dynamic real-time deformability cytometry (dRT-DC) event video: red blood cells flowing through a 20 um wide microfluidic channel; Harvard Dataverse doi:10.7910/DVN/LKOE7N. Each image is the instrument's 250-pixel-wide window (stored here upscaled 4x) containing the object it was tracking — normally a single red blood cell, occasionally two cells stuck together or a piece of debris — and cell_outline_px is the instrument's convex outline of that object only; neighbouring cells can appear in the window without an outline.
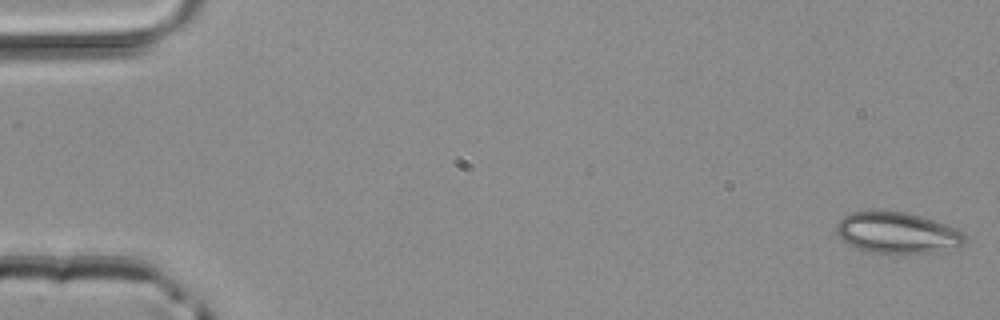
{"species": "common noctule bat (a hibernating species)", "species_latin": "Nyctalus noctula", "temperature_condition": "room temperature", "stored_images_in_passage": 48, "camera_frame_rate_fps": 3000, "um_per_image_px": 0.085, "animal": {"sex": "male", "body_mass_g": 20.4}, "frame": {"image": 1, "passage_image": 1, "time_ms": 0.0, "image_size_px": [1000, 320], "cell_outline_px": [[968, 240], [964, 244], [940, 252], [868, 252], [856, 248], [848, 244], [836, 232], [836, 224], [844, 216], [852, 212], [884, 208], [908, 212], [956, 228], [964, 232], [968, 236]], "centroid_in_image_um": [76.27, 19.75], "position_along_channel_um": 8.7, "area_um2": 31.21}}
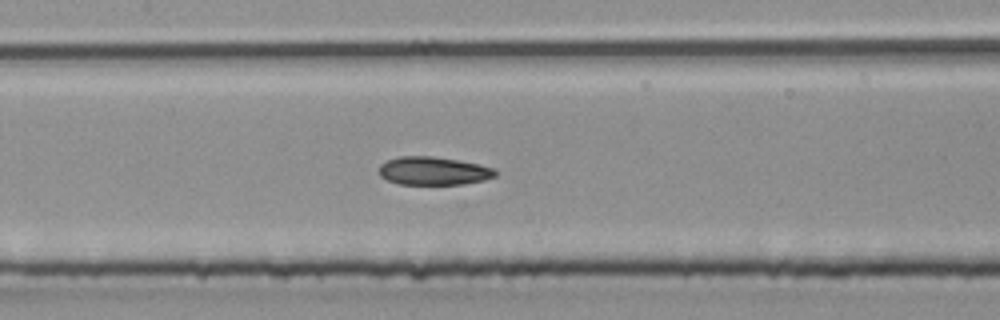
{"frame": {"image": 2, "passage_image": 23, "time_ms": 7.333, "image_size_px": [1000, 320], "cell_outline_px": [[496, 176], [484, 180], [464, 184], [396, 184], [380, 176], [380, 164], [388, 160], [400, 156], [432, 156], [480, 164], [492, 168], [496, 172]], "centroid_in_image_um": [36.84, 14.53], "position_along_channel_um": 170.6, "area_um2": 19.02}}
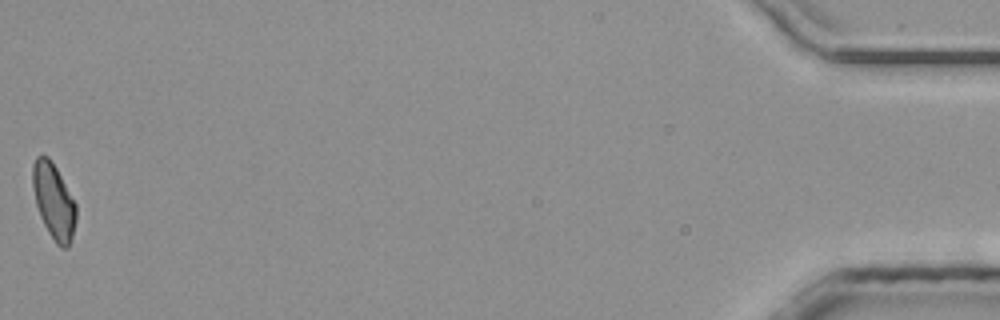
{"frame": {"image": 3, "passage_image": 48, "time_ms": 15.667, "image_size_px": [1000, 320], "cell_outline_px": [[76, 220], [72, 236], [68, 248], [60, 248], [56, 244], [48, 232], [40, 216], [36, 204], [32, 188], [32, 164], [36, 156], [48, 156], [56, 168], [76, 204]], "centroid_in_image_um": [4.55, 17.11], "position_along_channel_um": 430.6, "area_um2": 19.07}}